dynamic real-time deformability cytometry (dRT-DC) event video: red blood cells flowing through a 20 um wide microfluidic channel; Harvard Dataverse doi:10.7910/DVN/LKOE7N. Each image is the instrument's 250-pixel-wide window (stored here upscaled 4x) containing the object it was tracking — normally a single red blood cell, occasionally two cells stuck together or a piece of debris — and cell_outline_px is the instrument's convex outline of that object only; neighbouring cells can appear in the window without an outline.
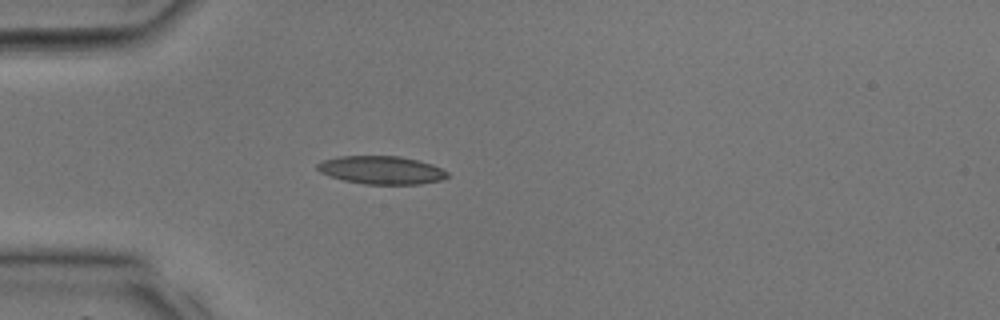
{"species": "common noctule bat (a hibernating species)", "species_latin": "Nyctalus noctula", "temperature_condition": "room temperature", "stored_images_in_passage": 28, "camera_frame_rate_fps": 3000, "um_per_image_px": 0.085, "animal": {"sex": "male", "body_mass_g": 17.9, "forearm_length_mm": 54.2}, "frame": {"image": 1, "passage_image": 5, "time_ms": 1.333, "image_size_px": [1000, 320], "cell_outline_px": [[448, 176], [440, 180], [420, 184], [364, 184], [344, 180], [320, 172], [316, 168], [316, 164], [324, 160], [340, 156], [400, 156], [432, 164], [448, 172]], "centroid_in_image_um": [32.42, 14.45], "position_along_channel_um": 52.6, "area_um2": 21.1}}
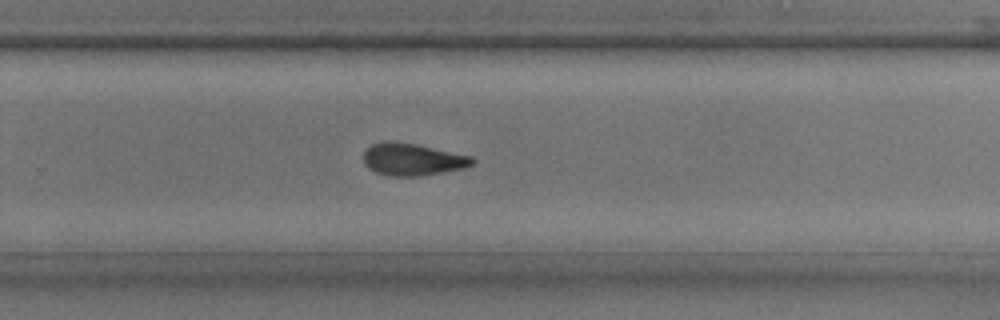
{"frame": {"image": 2, "passage_image": 18, "time_ms": 5.667, "image_size_px": [1000, 320], "cell_outline_px": [[476, 160], [472, 164], [464, 168], [416, 176], [392, 176], [376, 172], [368, 168], [364, 164], [364, 152], [372, 144], [384, 140], [392, 140], [416, 144], [472, 156]], "centroid_in_image_um": [35.04, 13.53], "position_along_channel_um": 294.8, "area_um2": 20.35}}
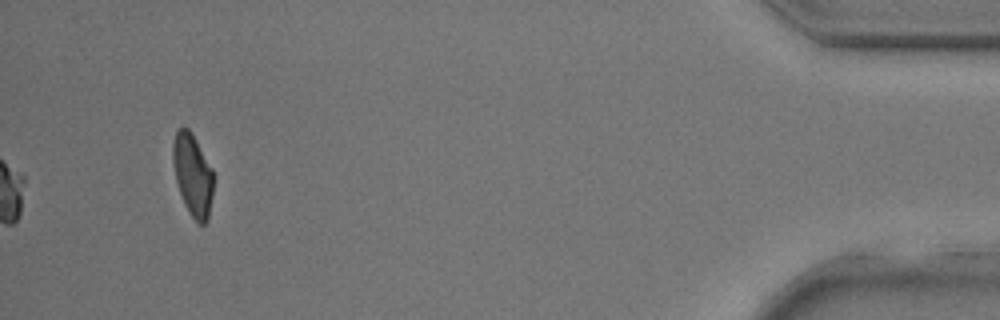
{"frame": {"image": 3, "passage_image": 28, "time_ms": 9.0, "image_size_px": [1000, 320], "cell_outline_px": [[212, 196], [208, 220], [204, 224], [200, 224], [188, 212], [184, 204], [176, 180], [172, 160], [172, 144], [176, 132], [180, 128], [188, 128], [212, 168]], "centroid_in_image_um": [16.36, 14.89], "position_along_channel_um": 418.8, "area_um2": 19.02}}